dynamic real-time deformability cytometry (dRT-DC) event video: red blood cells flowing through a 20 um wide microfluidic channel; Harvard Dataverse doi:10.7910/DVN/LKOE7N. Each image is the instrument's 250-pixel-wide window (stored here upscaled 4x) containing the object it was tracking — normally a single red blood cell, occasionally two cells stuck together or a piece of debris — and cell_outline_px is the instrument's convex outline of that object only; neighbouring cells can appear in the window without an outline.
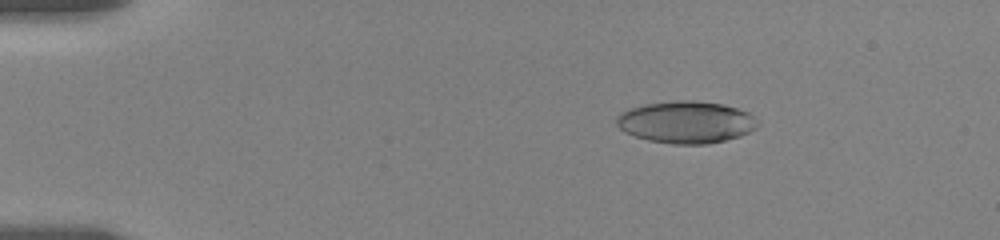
{"species": "human", "species_latin": "Homo sapiens", "temperature_condition": "room temperature", "stored_images_in_passage": 72, "camera_frame_rate_fps": 3000, "um_per_image_px": 0.085, "donor": {"sex": "female"}, "frame": {"image": 1, "passage_image": 22, "time_ms": 3.0, "image_size_px": [1000, 240], "cell_outline_px": [[760, 124], [756, 128], [740, 136], [724, 140], [704, 144], [672, 144], [648, 140], [624, 132], [616, 124], [616, 116], [620, 112], [628, 108], [644, 104], [676, 100], [696, 100], [724, 104], [748, 112]], "centroid_in_image_um": [58.29, 10.37], "position_along_channel_um": 26.7, "area_um2": 34.74}}
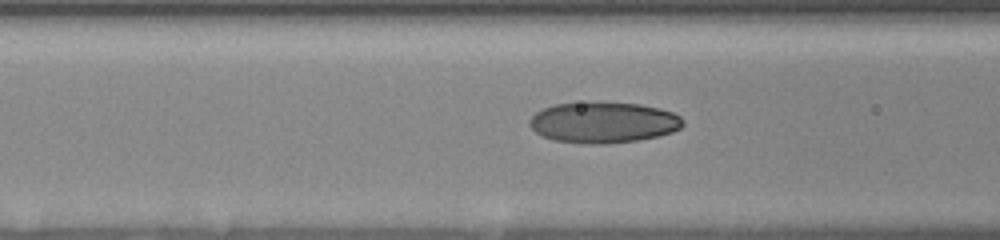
{"frame": {"image": 2, "passage_image": 56, "time_ms": 7.667, "image_size_px": [1000, 240], "cell_outline_px": [[684, 124], [680, 128], [672, 132], [660, 136], [636, 140], [608, 144], [588, 144], [552, 140], [540, 136], [528, 124], [528, 120], [536, 112], [544, 108], [556, 104], [588, 100], [640, 104], [660, 108], [672, 112], [680, 116], [684, 120]], "centroid_in_image_um": [51.27, 10.39], "position_along_channel_um": 115.3, "area_um2": 37.4}}
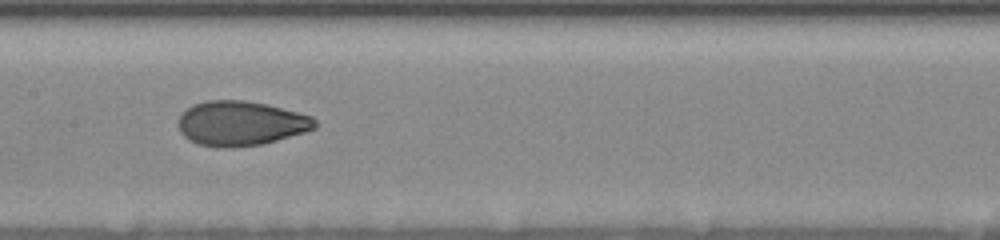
{"frame": {"image": 3, "passage_image": 71, "time_ms": 9.667, "image_size_px": [1000, 240], "cell_outline_px": [[316, 128], [304, 132], [264, 144], [232, 148], [220, 148], [200, 144], [188, 140], [180, 132], [176, 124], [180, 116], [192, 104], [208, 100], [244, 100], [268, 104], [312, 116], [316, 120]], "centroid_in_image_um": [20.45, 10.49], "position_along_channel_um": 187.0, "area_um2": 35.84}}